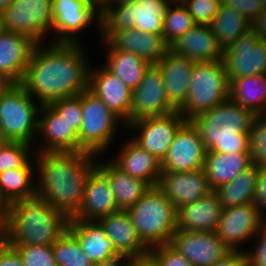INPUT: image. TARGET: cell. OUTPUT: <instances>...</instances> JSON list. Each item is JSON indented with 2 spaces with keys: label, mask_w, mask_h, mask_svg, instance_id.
Here are the masks:
<instances>
[{
  "label": "cell",
  "mask_w": 266,
  "mask_h": 266,
  "mask_svg": "<svg viewBox=\"0 0 266 266\" xmlns=\"http://www.w3.org/2000/svg\"><path fill=\"white\" fill-rule=\"evenodd\" d=\"M83 45L37 44L20 84L40 104L79 95L88 89L91 65Z\"/></svg>",
  "instance_id": "obj_1"
},
{
  "label": "cell",
  "mask_w": 266,
  "mask_h": 266,
  "mask_svg": "<svg viewBox=\"0 0 266 266\" xmlns=\"http://www.w3.org/2000/svg\"><path fill=\"white\" fill-rule=\"evenodd\" d=\"M97 156L85 151L35 153L36 196L69 219L78 211L89 173Z\"/></svg>",
  "instance_id": "obj_2"
},
{
  "label": "cell",
  "mask_w": 266,
  "mask_h": 266,
  "mask_svg": "<svg viewBox=\"0 0 266 266\" xmlns=\"http://www.w3.org/2000/svg\"><path fill=\"white\" fill-rule=\"evenodd\" d=\"M69 218L40 197L10 203L4 234L12 247L52 246L67 230Z\"/></svg>",
  "instance_id": "obj_3"
},
{
  "label": "cell",
  "mask_w": 266,
  "mask_h": 266,
  "mask_svg": "<svg viewBox=\"0 0 266 266\" xmlns=\"http://www.w3.org/2000/svg\"><path fill=\"white\" fill-rule=\"evenodd\" d=\"M255 116L229 97L190 121L203 140L206 151L250 153L248 132Z\"/></svg>",
  "instance_id": "obj_4"
},
{
  "label": "cell",
  "mask_w": 266,
  "mask_h": 266,
  "mask_svg": "<svg viewBox=\"0 0 266 266\" xmlns=\"http://www.w3.org/2000/svg\"><path fill=\"white\" fill-rule=\"evenodd\" d=\"M127 212L149 249L170 243L177 230V209L157 185L151 186Z\"/></svg>",
  "instance_id": "obj_5"
},
{
  "label": "cell",
  "mask_w": 266,
  "mask_h": 266,
  "mask_svg": "<svg viewBox=\"0 0 266 266\" xmlns=\"http://www.w3.org/2000/svg\"><path fill=\"white\" fill-rule=\"evenodd\" d=\"M20 84L0 88V140L34 146L41 104ZM34 143V144H33Z\"/></svg>",
  "instance_id": "obj_6"
},
{
  "label": "cell",
  "mask_w": 266,
  "mask_h": 266,
  "mask_svg": "<svg viewBox=\"0 0 266 266\" xmlns=\"http://www.w3.org/2000/svg\"><path fill=\"white\" fill-rule=\"evenodd\" d=\"M189 83L187 99L178 109L186 121L229 98L230 84L224 61L195 63Z\"/></svg>",
  "instance_id": "obj_7"
},
{
  "label": "cell",
  "mask_w": 266,
  "mask_h": 266,
  "mask_svg": "<svg viewBox=\"0 0 266 266\" xmlns=\"http://www.w3.org/2000/svg\"><path fill=\"white\" fill-rule=\"evenodd\" d=\"M81 103L83 121L78 134L79 152L102 156L114 143L119 128L125 131L126 125L89 89L81 92Z\"/></svg>",
  "instance_id": "obj_8"
},
{
  "label": "cell",
  "mask_w": 266,
  "mask_h": 266,
  "mask_svg": "<svg viewBox=\"0 0 266 266\" xmlns=\"http://www.w3.org/2000/svg\"><path fill=\"white\" fill-rule=\"evenodd\" d=\"M172 0H138L135 3L110 6L101 15V37L107 40L115 31L137 28L162 34L163 20Z\"/></svg>",
  "instance_id": "obj_9"
},
{
  "label": "cell",
  "mask_w": 266,
  "mask_h": 266,
  "mask_svg": "<svg viewBox=\"0 0 266 266\" xmlns=\"http://www.w3.org/2000/svg\"><path fill=\"white\" fill-rule=\"evenodd\" d=\"M52 26V0H13L2 11L3 30L28 36L37 44L47 43Z\"/></svg>",
  "instance_id": "obj_10"
},
{
  "label": "cell",
  "mask_w": 266,
  "mask_h": 266,
  "mask_svg": "<svg viewBox=\"0 0 266 266\" xmlns=\"http://www.w3.org/2000/svg\"><path fill=\"white\" fill-rule=\"evenodd\" d=\"M53 39L51 43L84 44L79 33L95 24L101 37V14L86 0H52ZM95 22V23H94ZM99 32V34H98Z\"/></svg>",
  "instance_id": "obj_11"
},
{
  "label": "cell",
  "mask_w": 266,
  "mask_h": 266,
  "mask_svg": "<svg viewBox=\"0 0 266 266\" xmlns=\"http://www.w3.org/2000/svg\"><path fill=\"white\" fill-rule=\"evenodd\" d=\"M185 121L186 119L177 110L163 116L145 117L133 121L126 126V131L137 133L130 138L162 162L167 156L175 134Z\"/></svg>",
  "instance_id": "obj_12"
},
{
  "label": "cell",
  "mask_w": 266,
  "mask_h": 266,
  "mask_svg": "<svg viewBox=\"0 0 266 266\" xmlns=\"http://www.w3.org/2000/svg\"><path fill=\"white\" fill-rule=\"evenodd\" d=\"M223 61L229 84L241 77L266 75V48L252 29L224 49Z\"/></svg>",
  "instance_id": "obj_13"
},
{
  "label": "cell",
  "mask_w": 266,
  "mask_h": 266,
  "mask_svg": "<svg viewBox=\"0 0 266 266\" xmlns=\"http://www.w3.org/2000/svg\"><path fill=\"white\" fill-rule=\"evenodd\" d=\"M266 218L254 203L223 208L216 229L217 236L230 250H244L257 234ZM242 246V247H241Z\"/></svg>",
  "instance_id": "obj_14"
},
{
  "label": "cell",
  "mask_w": 266,
  "mask_h": 266,
  "mask_svg": "<svg viewBox=\"0 0 266 266\" xmlns=\"http://www.w3.org/2000/svg\"><path fill=\"white\" fill-rule=\"evenodd\" d=\"M177 111L167 100L161 69L150 65L133 90L129 123L145 117L163 116Z\"/></svg>",
  "instance_id": "obj_15"
},
{
  "label": "cell",
  "mask_w": 266,
  "mask_h": 266,
  "mask_svg": "<svg viewBox=\"0 0 266 266\" xmlns=\"http://www.w3.org/2000/svg\"><path fill=\"white\" fill-rule=\"evenodd\" d=\"M206 149L196 127L185 121L174 136L167 156L161 162L162 172H189L204 167Z\"/></svg>",
  "instance_id": "obj_16"
},
{
  "label": "cell",
  "mask_w": 266,
  "mask_h": 266,
  "mask_svg": "<svg viewBox=\"0 0 266 266\" xmlns=\"http://www.w3.org/2000/svg\"><path fill=\"white\" fill-rule=\"evenodd\" d=\"M37 136L35 153L79 152L78 134L51 104H41Z\"/></svg>",
  "instance_id": "obj_17"
},
{
  "label": "cell",
  "mask_w": 266,
  "mask_h": 266,
  "mask_svg": "<svg viewBox=\"0 0 266 266\" xmlns=\"http://www.w3.org/2000/svg\"><path fill=\"white\" fill-rule=\"evenodd\" d=\"M88 89L100 98L126 126L129 124L133 91L119 77L104 65L94 67L91 64Z\"/></svg>",
  "instance_id": "obj_18"
},
{
  "label": "cell",
  "mask_w": 266,
  "mask_h": 266,
  "mask_svg": "<svg viewBox=\"0 0 266 266\" xmlns=\"http://www.w3.org/2000/svg\"><path fill=\"white\" fill-rule=\"evenodd\" d=\"M170 244L194 266H210L230 251L216 232L177 229Z\"/></svg>",
  "instance_id": "obj_19"
},
{
  "label": "cell",
  "mask_w": 266,
  "mask_h": 266,
  "mask_svg": "<svg viewBox=\"0 0 266 266\" xmlns=\"http://www.w3.org/2000/svg\"><path fill=\"white\" fill-rule=\"evenodd\" d=\"M37 43L23 34L0 31V81L21 83Z\"/></svg>",
  "instance_id": "obj_20"
},
{
  "label": "cell",
  "mask_w": 266,
  "mask_h": 266,
  "mask_svg": "<svg viewBox=\"0 0 266 266\" xmlns=\"http://www.w3.org/2000/svg\"><path fill=\"white\" fill-rule=\"evenodd\" d=\"M157 186L176 209L213 191L204 168L189 172H162Z\"/></svg>",
  "instance_id": "obj_21"
},
{
  "label": "cell",
  "mask_w": 266,
  "mask_h": 266,
  "mask_svg": "<svg viewBox=\"0 0 266 266\" xmlns=\"http://www.w3.org/2000/svg\"><path fill=\"white\" fill-rule=\"evenodd\" d=\"M117 211L109 180L95 167L86 179L81 205L69 220H99Z\"/></svg>",
  "instance_id": "obj_22"
},
{
  "label": "cell",
  "mask_w": 266,
  "mask_h": 266,
  "mask_svg": "<svg viewBox=\"0 0 266 266\" xmlns=\"http://www.w3.org/2000/svg\"><path fill=\"white\" fill-rule=\"evenodd\" d=\"M195 61L168 50L156 64L163 76L164 86L169 103L178 110L186 101L189 93V81Z\"/></svg>",
  "instance_id": "obj_23"
},
{
  "label": "cell",
  "mask_w": 266,
  "mask_h": 266,
  "mask_svg": "<svg viewBox=\"0 0 266 266\" xmlns=\"http://www.w3.org/2000/svg\"><path fill=\"white\" fill-rule=\"evenodd\" d=\"M223 208L217 193L213 190L208 195L177 209V229L215 232Z\"/></svg>",
  "instance_id": "obj_24"
},
{
  "label": "cell",
  "mask_w": 266,
  "mask_h": 266,
  "mask_svg": "<svg viewBox=\"0 0 266 266\" xmlns=\"http://www.w3.org/2000/svg\"><path fill=\"white\" fill-rule=\"evenodd\" d=\"M107 41L115 49L136 54L150 65H156L170 49L162 34L144 33L137 28L115 31Z\"/></svg>",
  "instance_id": "obj_25"
},
{
  "label": "cell",
  "mask_w": 266,
  "mask_h": 266,
  "mask_svg": "<svg viewBox=\"0 0 266 266\" xmlns=\"http://www.w3.org/2000/svg\"><path fill=\"white\" fill-rule=\"evenodd\" d=\"M67 230L79 241L82 251L94 265L120 255L98 220H69Z\"/></svg>",
  "instance_id": "obj_26"
},
{
  "label": "cell",
  "mask_w": 266,
  "mask_h": 266,
  "mask_svg": "<svg viewBox=\"0 0 266 266\" xmlns=\"http://www.w3.org/2000/svg\"><path fill=\"white\" fill-rule=\"evenodd\" d=\"M170 50L196 63L223 61L224 54V49L207 25H194L170 46Z\"/></svg>",
  "instance_id": "obj_27"
},
{
  "label": "cell",
  "mask_w": 266,
  "mask_h": 266,
  "mask_svg": "<svg viewBox=\"0 0 266 266\" xmlns=\"http://www.w3.org/2000/svg\"><path fill=\"white\" fill-rule=\"evenodd\" d=\"M98 221L120 255L138 257L149 253L150 249L138 236L127 210H119L101 217Z\"/></svg>",
  "instance_id": "obj_28"
},
{
  "label": "cell",
  "mask_w": 266,
  "mask_h": 266,
  "mask_svg": "<svg viewBox=\"0 0 266 266\" xmlns=\"http://www.w3.org/2000/svg\"><path fill=\"white\" fill-rule=\"evenodd\" d=\"M121 147L117 155L110 160L123 172L156 186L162 173L161 162L131 138Z\"/></svg>",
  "instance_id": "obj_29"
},
{
  "label": "cell",
  "mask_w": 266,
  "mask_h": 266,
  "mask_svg": "<svg viewBox=\"0 0 266 266\" xmlns=\"http://www.w3.org/2000/svg\"><path fill=\"white\" fill-rule=\"evenodd\" d=\"M100 158H97L96 167L108 178L119 210L133 206L151 188L148 182L123 172L110 159Z\"/></svg>",
  "instance_id": "obj_30"
},
{
  "label": "cell",
  "mask_w": 266,
  "mask_h": 266,
  "mask_svg": "<svg viewBox=\"0 0 266 266\" xmlns=\"http://www.w3.org/2000/svg\"><path fill=\"white\" fill-rule=\"evenodd\" d=\"M252 165L250 153H220L207 151L204 170L212 190L233 181L243 170Z\"/></svg>",
  "instance_id": "obj_31"
},
{
  "label": "cell",
  "mask_w": 266,
  "mask_h": 266,
  "mask_svg": "<svg viewBox=\"0 0 266 266\" xmlns=\"http://www.w3.org/2000/svg\"><path fill=\"white\" fill-rule=\"evenodd\" d=\"M100 43L106 49L104 66L133 91L150 64L129 51L115 49L107 40H100Z\"/></svg>",
  "instance_id": "obj_32"
},
{
  "label": "cell",
  "mask_w": 266,
  "mask_h": 266,
  "mask_svg": "<svg viewBox=\"0 0 266 266\" xmlns=\"http://www.w3.org/2000/svg\"><path fill=\"white\" fill-rule=\"evenodd\" d=\"M35 155L23 166L0 173V190L10 202L36 197Z\"/></svg>",
  "instance_id": "obj_33"
},
{
  "label": "cell",
  "mask_w": 266,
  "mask_h": 266,
  "mask_svg": "<svg viewBox=\"0 0 266 266\" xmlns=\"http://www.w3.org/2000/svg\"><path fill=\"white\" fill-rule=\"evenodd\" d=\"M229 97L244 109L262 115L266 109V75L234 79L230 83Z\"/></svg>",
  "instance_id": "obj_34"
},
{
  "label": "cell",
  "mask_w": 266,
  "mask_h": 266,
  "mask_svg": "<svg viewBox=\"0 0 266 266\" xmlns=\"http://www.w3.org/2000/svg\"><path fill=\"white\" fill-rule=\"evenodd\" d=\"M259 168L253 164L243 170L233 181L227 182L214 191L223 207L254 203Z\"/></svg>",
  "instance_id": "obj_35"
},
{
  "label": "cell",
  "mask_w": 266,
  "mask_h": 266,
  "mask_svg": "<svg viewBox=\"0 0 266 266\" xmlns=\"http://www.w3.org/2000/svg\"><path fill=\"white\" fill-rule=\"evenodd\" d=\"M210 27L218 44L226 49L231 43L251 29L249 20L236 10L227 7L223 2Z\"/></svg>",
  "instance_id": "obj_36"
},
{
  "label": "cell",
  "mask_w": 266,
  "mask_h": 266,
  "mask_svg": "<svg viewBox=\"0 0 266 266\" xmlns=\"http://www.w3.org/2000/svg\"><path fill=\"white\" fill-rule=\"evenodd\" d=\"M163 22L162 35L169 47L195 25L192 16L181 0L170 2Z\"/></svg>",
  "instance_id": "obj_37"
},
{
  "label": "cell",
  "mask_w": 266,
  "mask_h": 266,
  "mask_svg": "<svg viewBox=\"0 0 266 266\" xmlns=\"http://www.w3.org/2000/svg\"><path fill=\"white\" fill-rule=\"evenodd\" d=\"M52 249L57 266H94L68 230L52 245Z\"/></svg>",
  "instance_id": "obj_38"
},
{
  "label": "cell",
  "mask_w": 266,
  "mask_h": 266,
  "mask_svg": "<svg viewBox=\"0 0 266 266\" xmlns=\"http://www.w3.org/2000/svg\"><path fill=\"white\" fill-rule=\"evenodd\" d=\"M34 155V146L30 144L0 140V173L23 167Z\"/></svg>",
  "instance_id": "obj_39"
},
{
  "label": "cell",
  "mask_w": 266,
  "mask_h": 266,
  "mask_svg": "<svg viewBox=\"0 0 266 266\" xmlns=\"http://www.w3.org/2000/svg\"><path fill=\"white\" fill-rule=\"evenodd\" d=\"M248 148L252 164L261 169L266 168V117L256 115L248 132Z\"/></svg>",
  "instance_id": "obj_40"
},
{
  "label": "cell",
  "mask_w": 266,
  "mask_h": 266,
  "mask_svg": "<svg viewBox=\"0 0 266 266\" xmlns=\"http://www.w3.org/2000/svg\"><path fill=\"white\" fill-rule=\"evenodd\" d=\"M192 16L195 25H207L219 11L222 0H181Z\"/></svg>",
  "instance_id": "obj_41"
},
{
  "label": "cell",
  "mask_w": 266,
  "mask_h": 266,
  "mask_svg": "<svg viewBox=\"0 0 266 266\" xmlns=\"http://www.w3.org/2000/svg\"><path fill=\"white\" fill-rule=\"evenodd\" d=\"M65 120L70 127L79 134L83 121L81 93L77 96L66 97L50 103Z\"/></svg>",
  "instance_id": "obj_42"
},
{
  "label": "cell",
  "mask_w": 266,
  "mask_h": 266,
  "mask_svg": "<svg viewBox=\"0 0 266 266\" xmlns=\"http://www.w3.org/2000/svg\"><path fill=\"white\" fill-rule=\"evenodd\" d=\"M23 266H57L52 246H16Z\"/></svg>",
  "instance_id": "obj_43"
},
{
  "label": "cell",
  "mask_w": 266,
  "mask_h": 266,
  "mask_svg": "<svg viewBox=\"0 0 266 266\" xmlns=\"http://www.w3.org/2000/svg\"><path fill=\"white\" fill-rule=\"evenodd\" d=\"M160 263V266H194L170 243L157 245L149 251Z\"/></svg>",
  "instance_id": "obj_44"
},
{
  "label": "cell",
  "mask_w": 266,
  "mask_h": 266,
  "mask_svg": "<svg viewBox=\"0 0 266 266\" xmlns=\"http://www.w3.org/2000/svg\"><path fill=\"white\" fill-rule=\"evenodd\" d=\"M255 236L257 241H254L258 244H254V249L246 250L247 266H266V220Z\"/></svg>",
  "instance_id": "obj_45"
},
{
  "label": "cell",
  "mask_w": 266,
  "mask_h": 266,
  "mask_svg": "<svg viewBox=\"0 0 266 266\" xmlns=\"http://www.w3.org/2000/svg\"><path fill=\"white\" fill-rule=\"evenodd\" d=\"M222 2L244 15L250 23L263 10L259 0H222Z\"/></svg>",
  "instance_id": "obj_46"
},
{
  "label": "cell",
  "mask_w": 266,
  "mask_h": 266,
  "mask_svg": "<svg viewBox=\"0 0 266 266\" xmlns=\"http://www.w3.org/2000/svg\"><path fill=\"white\" fill-rule=\"evenodd\" d=\"M254 204L266 218V168L259 169Z\"/></svg>",
  "instance_id": "obj_47"
},
{
  "label": "cell",
  "mask_w": 266,
  "mask_h": 266,
  "mask_svg": "<svg viewBox=\"0 0 266 266\" xmlns=\"http://www.w3.org/2000/svg\"><path fill=\"white\" fill-rule=\"evenodd\" d=\"M0 266H23L17 249L12 247L6 240L0 243Z\"/></svg>",
  "instance_id": "obj_48"
},
{
  "label": "cell",
  "mask_w": 266,
  "mask_h": 266,
  "mask_svg": "<svg viewBox=\"0 0 266 266\" xmlns=\"http://www.w3.org/2000/svg\"><path fill=\"white\" fill-rule=\"evenodd\" d=\"M210 266H247L246 250H230Z\"/></svg>",
  "instance_id": "obj_49"
},
{
  "label": "cell",
  "mask_w": 266,
  "mask_h": 266,
  "mask_svg": "<svg viewBox=\"0 0 266 266\" xmlns=\"http://www.w3.org/2000/svg\"><path fill=\"white\" fill-rule=\"evenodd\" d=\"M10 202L0 190V233L4 236L9 223Z\"/></svg>",
  "instance_id": "obj_50"
},
{
  "label": "cell",
  "mask_w": 266,
  "mask_h": 266,
  "mask_svg": "<svg viewBox=\"0 0 266 266\" xmlns=\"http://www.w3.org/2000/svg\"><path fill=\"white\" fill-rule=\"evenodd\" d=\"M251 29L260 39L266 37V8L252 20Z\"/></svg>",
  "instance_id": "obj_51"
},
{
  "label": "cell",
  "mask_w": 266,
  "mask_h": 266,
  "mask_svg": "<svg viewBox=\"0 0 266 266\" xmlns=\"http://www.w3.org/2000/svg\"><path fill=\"white\" fill-rule=\"evenodd\" d=\"M129 266H160L157 259L149 252L147 254L131 257Z\"/></svg>",
  "instance_id": "obj_52"
},
{
  "label": "cell",
  "mask_w": 266,
  "mask_h": 266,
  "mask_svg": "<svg viewBox=\"0 0 266 266\" xmlns=\"http://www.w3.org/2000/svg\"><path fill=\"white\" fill-rule=\"evenodd\" d=\"M131 257L126 255H119L110 260L99 262L94 266H129Z\"/></svg>",
  "instance_id": "obj_53"
},
{
  "label": "cell",
  "mask_w": 266,
  "mask_h": 266,
  "mask_svg": "<svg viewBox=\"0 0 266 266\" xmlns=\"http://www.w3.org/2000/svg\"><path fill=\"white\" fill-rule=\"evenodd\" d=\"M99 14H103L110 6L113 5L114 0H86Z\"/></svg>",
  "instance_id": "obj_54"
},
{
  "label": "cell",
  "mask_w": 266,
  "mask_h": 266,
  "mask_svg": "<svg viewBox=\"0 0 266 266\" xmlns=\"http://www.w3.org/2000/svg\"><path fill=\"white\" fill-rule=\"evenodd\" d=\"M13 0H0V11H3L5 8H7Z\"/></svg>",
  "instance_id": "obj_55"
},
{
  "label": "cell",
  "mask_w": 266,
  "mask_h": 266,
  "mask_svg": "<svg viewBox=\"0 0 266 266\" xmlns=\"http://www.w3.org/2000/svg\"><path fill=\"white\" fill-rule=\"evenodd\" d=\"M138 0H114L113 5H120V4H131V3H135Z\"/></svg>",
  "instance_id": "obj_56"
},
{
  "label": "cell",
  "mask_w": 266,
  "mask_h": 266,
  "mask_svg": "<svg viewBox=\"0 0 266 266\" xmlns=\"http://www.w3.org/2000/svg\"><path fill=\"white\" fill-rule=\"evenodd\" d=\"M260 4L262 5L263 9L266 8V0H259Z\"/></svg>",
  "instance_id": "obj_57"
},
{
  "label": "cell",
  "mask_w": 266,
  "mask_h": 266,
  "mask_svg": "<svg viewBox=\"0 0 266 266\" xmlns=\"http://www.w3.org/2000/svg\"><path fill=\"white\" fill-rule=\"evenodd\" d=\"M3 30L2 27V11H0V31Z\"/></svg>",
  "instance_id": "obj_58"
},
{
  "label": "cell",
  "mask_w": 266,
  "mask_h": 266,
  "mask_svg": "<svg viewBox=\"0 0 266 266\" xmlns=\"http://www.w3.org/2000/svg\"><path fill=\"white\" fill-rule=\"evenodd\" d=\"M4 240V236L0 233V243Z\"/></svg>",
  "instance_id": "obj_59"
},
{
  "label": "cell",
  "mask_w": 266,
  "mask_h": 266,
  "mask_svg": "<svg viewBox=\"0 0 266 266\" xmlns=\"http://www.w3.org/2000/svg\"><path fill=\"white\" fill-rule=\"evenodd\" d=\"M261 40L263 41V43L265 45V48H266V37L265 38H262Z\"/></svg>",
  "instance_id": "obj_60"
},
{
  "label": "cell",
  "mask_w": 266,
  "mask_h": 266,
  "mask_svg": "<svg viewBox=\"0 0 266 266\" xmlns=\"http://www.w3.org/2000/svg\"><path fill=\"white\" fill-rule=\"evenodd\" d=\"M4 85V83L2 81H0V88Z\"/></svg>",
  "instance_id": "obj_61"
},
{
  "label": "cell",
  "mask_w": 266,
  "mask_h": 266,
  "mask_svg": "<svg viewBox=\"0 0 266 266\" xmlns=\"http://www.w3.org/2000/svg\"><path fill=\"white\" fill-rule=\"evenodd\" d=\"M264 117H266V109H265V111L263 112V114H262Z\"/></svg>",
  "instance_id": "obj_62"
}]
</instances>
